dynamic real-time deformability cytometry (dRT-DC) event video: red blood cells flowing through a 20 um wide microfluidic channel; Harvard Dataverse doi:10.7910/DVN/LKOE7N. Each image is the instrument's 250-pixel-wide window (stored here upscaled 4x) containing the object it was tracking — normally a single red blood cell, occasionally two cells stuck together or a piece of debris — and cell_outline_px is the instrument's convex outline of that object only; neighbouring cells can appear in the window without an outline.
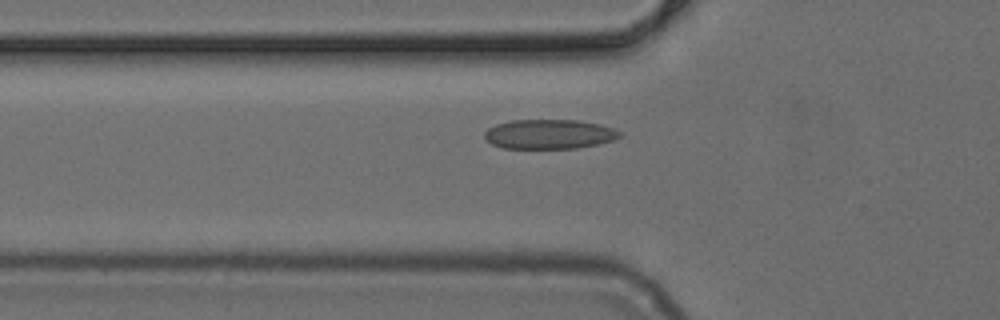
{"species": "common noctule bat (a hibernating species)", "species_latin": "Nyctalus noctula", "temperature_condition": "cold", "stored_images_in_passage": 4, "camera_frame_rate_fps": 3000, "um_per_image_px": 0.085, "animal": {"sex": "female", "body_mass_g": 24.6, "forearm_length_mm": 56.2}, "frame": {"image": 1, "passage_image": 2, "time_ms": 0.333, "image_size_px": [1000, 320], "cell_outline_px": [[620, 136], [616, 140], [576, 148], [504, 148], [492, 144], [484, 136], [484, 132], [488, 128], [496, 124], [512, 120], [576, 120], [600, 124], [612, 128], [620, 132]], "centroid_in_image_um": [46.68, 11.4], "position_along_channel_um": 79.1, "area_um2": 23.12}}